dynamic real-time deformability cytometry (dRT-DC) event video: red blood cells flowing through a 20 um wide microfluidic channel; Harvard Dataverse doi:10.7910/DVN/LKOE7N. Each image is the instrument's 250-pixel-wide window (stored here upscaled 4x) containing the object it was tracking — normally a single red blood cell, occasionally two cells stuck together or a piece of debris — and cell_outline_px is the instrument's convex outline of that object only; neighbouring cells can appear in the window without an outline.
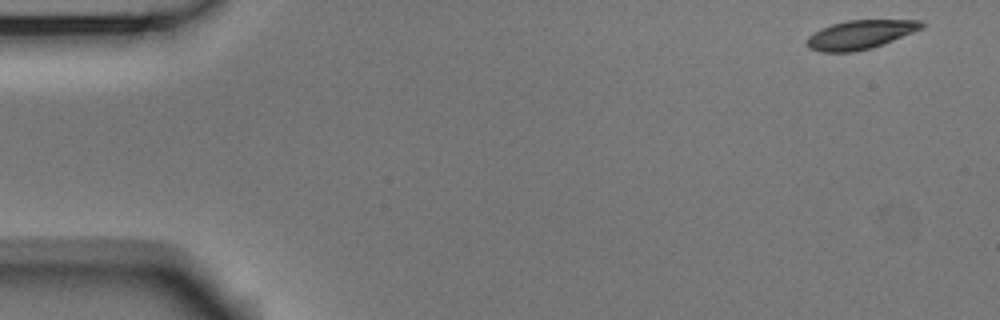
{"species": "Egyptian fruit bat (a non-hibernating species)", "species_latin": "Rousettus aegyptiacus", "temperature_condition": "room temperature", "stored_images_in_passage": 52, "camera_frame_rate_fps": 3000, "um_per_image_px": 0.085, "animal": {"sex": "male"}, "frame": {"image": 1, "passage_image": 1, "time_ms": 0.0, "image_size_px": [1000, 320], "cell_outline_px": [[924, 28], [884, 44], [872, 48], [852, 52], [820, 52], [808, 48], [804, 40], [812, 32], [820, 28], [832, 24], [848, 20], [920, 20], [924, 24]], "centroid_in_image_um": [73.08, 2.95], "position_along_channel_um": 11.9, "area_um2": 19.59}}
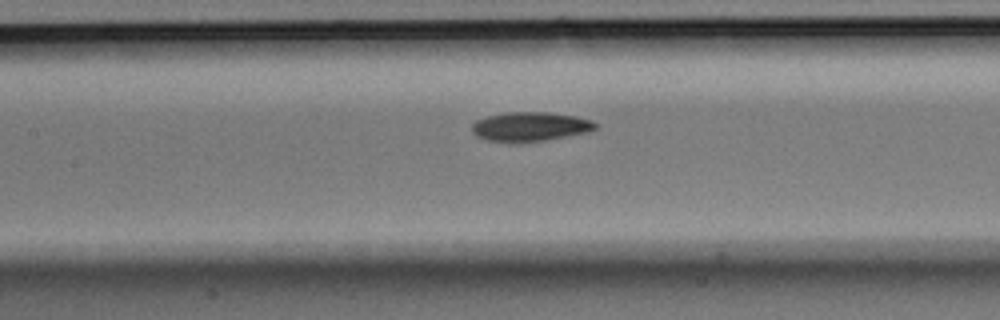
{"frame": {"image": 2, "passage_image": 23, "time_ms": 7.333, "image_size_px": [1000, 320], "cell_outline_px": [[596, 128], [588, 132], [544, 140], [488, 140], [476, 136], [472, 132], [472, 124], [476, 120], [488, 116], [508, 112], [548, 112], [576, 116], [592, 120], [596, 124]], "centroid_in_image_um": [45.08, 10.72], "position_along_channel_um": 162.3, "area_um2": 20.4}}
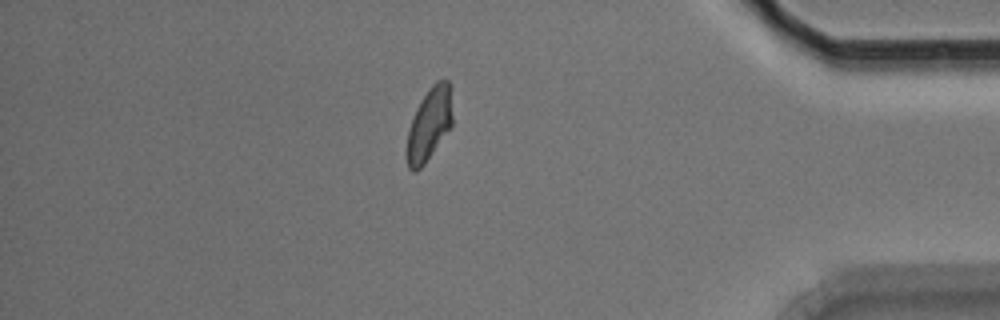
{"frame": {"image": 3, "passage_image": 45, "time_ms": 14.667, "image_size_px": [1000, 320], "cell_outline_px": [[452, 124], [424, 164], [416, 172], [412, 172], [408, 168], [408, 128], [416, 108], [420, 100], [432, 84], [436, 80], [448, 80], [452, 84]], "centroid_in_image_um": [36.51, 10.48], "position_along_channel_um": 398.7, "area_um2": 19.25}, "authors_computed_cell_mechanics": {"area_um2": 19.9699, "velocity_mm_per_s": 3.6974, "shape_relaxation_time_tau1_ms": 5.5873, "shape_relaxation_time_tau2_ms": 3.1696, "deformation_change_tau1": 0.1604, "deformation_change_tau2": 0.0632}}